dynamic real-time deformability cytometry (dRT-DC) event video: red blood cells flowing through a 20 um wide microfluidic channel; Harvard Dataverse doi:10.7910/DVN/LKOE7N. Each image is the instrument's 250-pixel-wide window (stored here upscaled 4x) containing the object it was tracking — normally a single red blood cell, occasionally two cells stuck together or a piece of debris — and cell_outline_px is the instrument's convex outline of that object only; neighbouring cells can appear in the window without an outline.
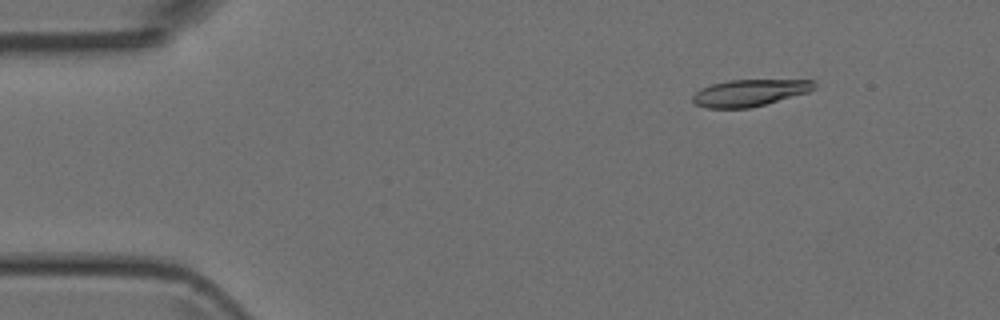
{"species": "Egyptian fruit bat (a non-hibernating species)", "species_latin": "Rousettus aegyptiacus", "temperature_condition": "room temperature", "stored_images_in_passage": 52, "camera_frame_rate_fps": 3000, "um_per_image_px": 0.085, "animal": {"sex": "female"}, "frame": {"image": 1, "passage_image": 7, "time_ms": 2.0, "image_size_px": [1000, 320], "cell_outline_px": [[816, 88], [808, 92], [764, 104], [748, 108], [708, 108], [696, 104], [692, 100], [692, 96], [700, 88], [712, 84], [728, 80], [816, 80]], "centroid_in_image_um": [63.71, 7.88], "position_along_channel_um": 21.3, "area_um2": 18.84}}
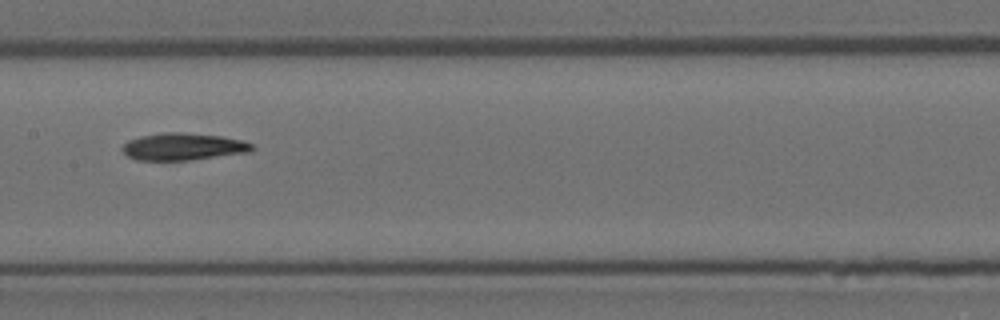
{"frame": {"image": 2, "passage_image": 26, "time_ms": 8.333, "image_size_px": [1000, 320], "cell_outline_px": [[256, 148], [252, 152], [192, 160], [136, 160], [128, 156], [120, 148], [128, 140], [140, 136], [160, 132], [184, 132], [220, 136], [244, 140], [252, 144]], "centroid_in_image_um": [15.6, 12.46], "position_along_channel_um": 191.8, "area_um2": 20.87}}
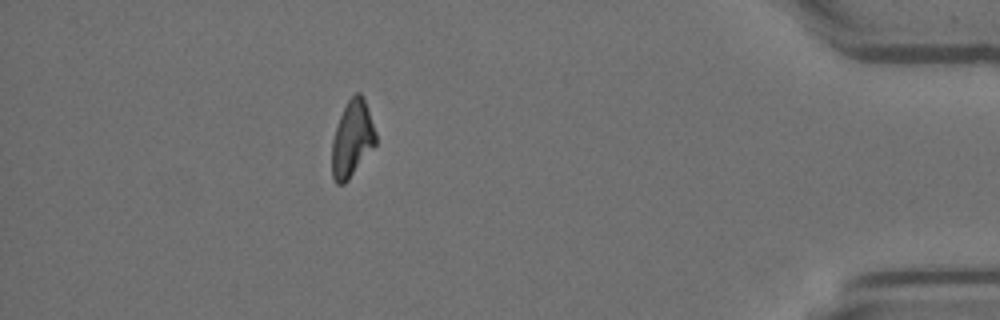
{"frame": {"image": 3, "passage_image": 46, "time_ms": 15.0, "image_size_px": [1000, 320], "cell_outline_px": [[376, 144], [348, 180], [344, 184], [336, 184], [332, 176], [332, 140], [340, 116], [348, 100], [356, 92], [360, 92], [364, 96], [376, 132]], "centroid_in_image_um": [29.94, 11.79], "position_along_channel_um": 405.3, "area_um2": 19.42}}